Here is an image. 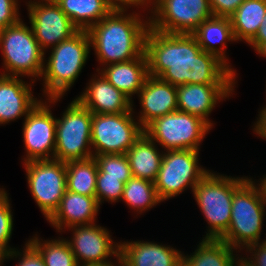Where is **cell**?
<instances>
[{
  "label": "cell",
  "instance_id": "6da1fadb",
  "mask_svg": "<svg viewBox=\"0 0 266 266\" xmlns=\"http://www.w3.org/2000/svg\"><path fill=\"white\" fill-rule=\"evenodd\" d=\"M144 53L149 75L176 87L237 82V73L217 56L202 50L193 34L163 33L149 26Z\"/></svg>",
  "mask_w": 266,
  "mask_h": 266
},
{
  "label": "cell",
  "instance_id": "7a4b0ae2",
  "mask_svg": "<svg viewBox=\"0 0 266 266\" xmlns=\"http://www.w3.org/2000/svg\"><path fill=\"white\" fill-rule=\"evenodd\" d=\"M128 11L113 9L88 30L91 48L102 67L133 60L144 52L149 16Z\"/></svg>",
  "mask_w": 266,
  "mask_h": 266
},
{
  "label": "cell",
  "instance_id": "3957f363",
  "mask_svg": "<svg viewBox=\"0 0 266 266\" xmlns=\"http://www.w3.org/2000/svg\"><path fill=\"white\" fill-rule=\"evenodd\" d=\"M257 182L246 176L234 189L229 228L220 238L239 251L266 240V236L261 239L266 219V194L262 183Z\"/></svg>",
  "mask_w": 266,
  "mask_h": 266
},
{
  "label": "cell",
  "instance_id": "277c9868",
  "mask_svg": "<svg viewBox=\"0 0 266 266\" xmlns=\"http://www.w3.org/2000/svg\"><path fill=\"white\" fill-rule=\"evenodd\" d=\"M50 50L49 57L44 58L40 77L43 80V97L63 98L79 78L90 56L91 40L88 31L78 30Z\"/></svg>",
  "mask_w": 266,
  "mask_h": 266
},
{
  "label": "cell",
  "instance_id": "5b68a950",
  "mask_svg": "<svg viewBox=\"0 0 266 266\" xmlns=\"http://www.w3.org/2000/svg\"><path fill=\"white\" fill-rule=\"evenodd\" d=\"M210 171L192 194L208 224L203 239H220L228 230L234 189L246 178Z\"/></svg>",
  "mask_w": 266,
  "mask_h": 266
},
{
  "label": "cell",
  "instance_id": "8992f818",
  "mask_svg": "<svg viewBox=\"0 0 266 266\" xmlns=\"http://www.w3.org/2000/svg\"><path fill=\"white\" fill-rule=\"evenodd\" d=\"M0 51L4 69L0 74L40 80L46 56L22 19L0 31Z\"/></svg>",
  "mask_w": 266,
  "mask_h": 266
},
{
  "label": "cell",
  "instance_id": "52a82bcc",
  "mask_svg": "<svg viewBox=\"0 0 266 266\" xmlns=\"http://www.w3.org/2000/svg\"><path fill=\"white\" fill-rule=\"evenodd\" d=\"M91 128L92 112L73 99L61 118H56L54 159L68 162L93 157Z\"/></svg>",
  "mask_w": 266,
  "mask_h": 266
},
{
  "label": "cell",
  "instance_id": "ba28073f",
  "mask_svg": "<svg viewBox=\"0 0 266 266\" xmlns=\"http://www.w3.org/2000/svg\"><path fill=\"white\" fill-rule=\"evenodd\" d=\"M211 129L201 117L177 110L154 119L144 128V133L164 151H200L202 141Z\"/></svg>",
  "mask_w": 266,
  "mask_h": 266
},
{
  "label": "cell",
  "instance_id": "9c48e42d",
  "mask_svg": "<svg viewBox=\"0 0 266 266\" xmlns=\"http://www.w3.org/2000/svg\"><path fill=\"white\" fill-rule=\"evenodd\" d=\"M199 151L167 150L164 151L158 176L154 182L158 197L163 202L177 197L194 187L210 170L200 166Z\"/></svg>",
  "mask_w": 266,
  "mask_h": 266
},
{
  "label": "cell",
  "instance_id": "30bf717a",
  "mask_svg": "<svg viewBox=\"0 0 266 266\" xmlns=\"http://www.w3.org/2000/svg\"><path fill=\"white\" fill-rule=\"evenodd\" d=\"M134 110L120 114L92 113L91 146L93 157L101 154H126L144 133Z\"/></svg>",
  "mask_w": 266,
  "mask_h": 266
},
{
  "label": "cell",
  "instance_id": "8fae6325",
  "mask_svg": "<svg viewBox=\"0 0 266 266\" xmlns=\"http://www.w3.org/2000/svg\"><path fill=\"white\" fill-rule=\"evenodd\" d=\"M149 23L163 33L193 34L213 16L209 0H150Z\"/></svg>",
  "mask_w": 266,
  "mask_h": 266
},
{
  "label": "cell",
  "instance_id": "7c38bea8",
  "mask_svg": "<svg viewBox=\"0 0 266 266\" xmlns=\"http://www.w3.org/2000/svg\"><path fill=\"white\" fill-rule=\"evenodd\" d=\"M27 184L35 203L48 220L58 209L67 191L66 162L55 159L22 163Z\"/></svg>",
  "mask_w": 266,
  "mask_h": 266
},
{
  "label": "cell",
  "instance_id": "4fadbf2b",
  "mask_svg": "<svg viewBox=\"0 0 266 266\" xmlns=\"http://www.w3.org/2000/svg\"><path fill=\"white\" fill-rule=\"evenodd\" d=\"M61 97L45 98L28 113L23 120L22 135L25 145L23 162L54 159L56 142V117L51 104Z\"/></svg>",
  "mask_w": 266,
  "mask_h": 266
},
{
  "label": "cell",
  "instance_id": "5bb4252c",
  "mask_svg": "<svg viewBox=\"0 0 266 266\" xmlns=\"http://www.w3.org/2000/svg\"><path fill=\"white\" fill-rule=\"evenodd\" d=\"M26 6L34 37L45 54L78 31L54 0H30Z\"/></svg>",
  "mask_w": 266,
  "mask_h": 266
},
{
  "label": "cell",
  "instance_id": "9a60e30c",
  "mask_svg": "<svg viewBox=\"0 0 266 266\" xmlns=\"http://www.w3.org/2000/svg\"><path fill=\"white\" fill-rule=\"evenodd\" d=\"M68 230L72 232V236L66 241L79 266L109 263L112 262L113 256L115 260L120 259V243H115L110 231L104 226L94 223L71 227Z\"/></svg>",
  "mask_w": 266,
  "mask_h": 266
},
{
  "label": "cell",
  "instance_id": "2e32d148",
  "mask_svg": "<svg viewBox=\"0 0 266 266\" xmlns=\"http://www.w3.org/2000/svg\"><path fill=\"white\" fill-rule=\"evenodd\" d=\"M236 84H184L177 86L178 111L201 117L212 128L208 118L215 106L233 95Z\"/></svg>",
  "mask_w": 266,
  "mask_h": 266
},
{
  "label": "cell",
  "instance_id": "e0dca14e",
  "mask_svg": "<svg viewBox=\"0 0 266 266\" xmlns=\"http://www.w3.org/2000/svg\"><path fill=\"white\" fill-rule=\"evenodd\" d=\"M96 72L84 91L75 98L95 114H120L134 110L133 100L115 88L99 71Z\"/></svg>",
  "mask_w": 266,
  "mask_h": 266
},
{
  "label": "cell",
  "instance_id": "ac0fdd59",
  "mask_svg": "<svg viewBox=\"0 0 266 266\" xmlns=\"http://www.w3.org/2000/svg\"><path fill=\"white\" fill-rule=\"evenodd\" d=\"M137 96L142 109L136 119L143 128L154 119L178 110L177 87L159 77L149 75Z\"/></svg>",
  "mask_w": 266,
  "mask_h": 266
},
{
  "label": "cell",
  "instance_id": "d6986e66",
  "mask_svg": "<svg viewBox=\"0 0 266 266\" xmlns=\"http://www.w3.org/2000/svg\"><path fill=\"white\" fill-rule=\"evenodd\" d=\"M18 76L0 74V125H5L21 117L26 118L28 113L41 100L35 98L32 86Z\"/></svg>",
  "mask_w": 266,
  "mask_h": 266
},
{
  "label": "cell",
  "instance_id": "ffe728a7",
  "mask_svg": "<svg viewBox=\"0 0 266 266\" xmlns=\"http://www.w3.org/2000/svg\"><path fill=\"white\" fill-rule=\"evenodd\" d=\"M122 266H177L183 252L152 241H120Z\"/></svg>",
  "mask_w": 266,
  "mask_h": 266
},
{
  "label": "cell",
  "instance_id": "44dd1931",
  "mask_svg": "<svg viewBox=\"0 0 266 266\" xmlns=\"http://www.w3.org/2000/svg\"><path fill=\"white\" fill-rule=\"evenodd\" d=\"M100 206L96 197L66 191L58 209L47 220L56 232H64L75 226L90 225L97 221Z\"/></svg>",
  "mask_w": 266,
  "mask_h": 266
},
{
  "label": "cell",
  "instance_id": "7402d4cb",
  "mask_svg": "<svg viewBox=\"0 0 266 266\" xmlns=\"http://www.w3.org/2000/svg\"><path fill=\"white\" fill-rule=\"evenodd\" d=\"M96 69L131 100L134 94L139 93L149 76L147 58L144 52L133 60Z\"/></svg>",
  "mask_w": 266,
  "mask_h": 266
},
{
  "label": "cell",
  "instance_id": "603a6c76",
  "mask_svg": "<svg viewBox=\"0 0 266 266\" xmlns=\"http://www.w3.org/2000/svg\"><path fill=\"white\" fill-rule=\"evenodd\" d=\"M193 35L202 50L217 56L236 73L225 53L228 46L227 41L236 42L230 17L212 16L203 21Z\"/></svg>",
  "mask_w": 266,
  "mask_h": 266
},
{
  "label": "cell",
  "instance_id": "cb8c5ba5",
  "mask_svg": "<svg viewBox=\"0 0 266 266\" xmlns=\"http://www.w3.org/2000/svg\"><path fill=\"white\" fill-rule=\"evenodd\" d=\"M163 153L164 151H159L157 144L143 133L126 152L132 177L155 182Z\"/></svg>",
  "mask_w": 266,
  "mask_h": 266
},
{
  "label": "cell",
  "instance_id": "d4e9b609",
  "mask_svg": "<svg viewBox=\"0 0 266 266\" xmlns=\"http://www.w3.org/2000/svg\"><path fill=\"white\" fill-rule=\"evenodd\" d=\"M239 253L220 239H202L193 253L185 255L183 252V259L190 266H236Z\"/></svg>",
  "mask_w": 266,
  "mask_h": 266
},
{
  "label": "cell",
  "instance_id": "484cf974",
  "mask_svg": "<svg viewBox=\"0 0 266 266\" xmlns=\"http://www.w3.org/2000/svg\"><path fill=\"white\" fill-rule=\"evenodd\" d=\"M78 30L88 31L113 7L106 0H54Z\"/></svg>",
  "mask_w": 266,
  "mask_h": 266
},
{
  "label": "cell",
  "instance_id": "4316f807",
  "mask_svg": "<svg viewBox=\"0 0 266 266\" xmlns=\"http://www.w3.org/2000/svg\"><path fill=\"white\" fill-rule=\"evenodd\" d=\"M266 15V0H244L230 16L235 41L249 43Z\"/></svg>",
  "mask_w": 266,
  "mask_h": 266
},
{
  "label": "cell",
  "instance_id": "83f0119b",
  "mask_svg": "<svg viewBox=\"0 0 266 266\" xmlns=\"http://www.w3.org/2000/svg\"><path fill=\"white\" fill-rule=\"evenodd\" d=\"M97 173L98 165L94 157L66 162L67 190L89 197H96Z\"/></svg>",
  "mask_w": 266,
  "mask_h": 266
},
{
  "label": "cell",
  "instance_id": "f1b7e54d",
  "mask_svg": "<svg viewBox=\"0 0 266 266\" xmlns=\"http://www.w3.org/2000/svg\"><path fill=\"white\" fill-rule=\"evenodd\" d=\"M122 201L138 214L149 211L162 202L152 181L131 177L124 185Z\"/></svg>",
  "mask_w": 266,
  "mask_h": 266
},
{
  "label": "cell",
  "instance_id": "f546056e",
  "mask_svg": "<svg viewBox=\"0 0 266 266\" xmlns=\"http://www.w3.org/2000/svg\"><path fill=\"white\" fill-rule=\"evenodd\" d=\"M28 240L38 249L46 266H79L66 238L43 241L35 234Z\"/></svg>",
  "mask_w": 266,
  "mask_h": 266
},
{
  "label": "cell",
  "instance_id": "4dcf8cb0",
  "mask_svg": "<svg viewBox=\"0 0 266 266\" xmlns=\"http://www.w3.org/2000/svg\"><path fill=\"white\" fill-rule=\"evenodd\" d=\"M130 178L106 176V173H97L96 199L99 206L104 201L111 204L121 201L124 185Z\"/></svg>",
  "mask_w": 266,
  "mask_h": 266
},
{
  "label": "cell",
  "instance_id": "1f68e13d",
  "mask_svg": "<svg viewBox=\"0 0 266 266\" xmlns=\"http://www.w3.org/2000/svg\"><path fill=\"white\" fill-rule=\"evenodd\" d=\"M8 194L5 188H0V260L15 249L9 245L14 218Z\"/></svg>",
  "mask_w": 266,
  "mask_h": 266
},
{
  "label": "cell",
  "instance_id": "d6a6232c",
  "mask_svg": "<svg viewBox=\"0 0 266 266\" xmlns=\"http://www.w3.org/2000/svg\"><path fill=\"white\" fill-rule=\"evenodd\" d=\"M98 173H106V176L132 177L131 168L126 154H101L94 156Z\"/></svg>",
  "mask_w": 266,
  "mask_h": 266
},
{
  "label": "cell",
  "instance_id": "836d02e7",
  "mask_svg": "<svg viewBox=\"0 0 266 266\" xmlns=\"http://www.w3.org/2000/svg\"><path fill=\"white\" fill-rule=\"evenodd\" d=\"M22 249L24 250L13 249L6 257L0 260V266L5 265L3 263L7 259L10 261V259L14 260L13 258H15L16 260L17 257L19 260L16 266H46L40 252L29 240L26 241Z\"/></svg>",
  "mask_w": 266,
  "mask_h": 266
},
{
  "label": "cell",
  "instance_id": "e575fe53",
  "mask_svg": "<svg viewBox=\"0 0 266 266\" xmlns=\"http://www.w3.org/2000/svg\"><path fill=\"white\" fill-rule=\"evenodd\" d=\"M19 6L18 0H0V31L21 19Z\"/></svg>",
  "mask_w": 266,
  "mask_h": 266
},
{
  "label": "cell",
  "instance_id": "d590c367",
  "mask_svg": "<svg viewBox=\"0 0 266 266\" xmlns=\"http://www.w3.org/2000/svg\"><path fill=\"white\" fill-rule=\"evenodd\" d=\"M244 250L246 251L245 254L250 253V255L247 254L245 257L243 255L242 258L250 266H266V240L251 244Z\"/></svg>",
  "mask_w": 266,
  "mask_h": 266
},
{
  "label": "cell",
  "instance_id": "8d00e7d4",
  "mask_svg": "<svg viewBox=\"0 0 266 266\" xmlns=\"http://www.w3.org/2000/svg\"><path fill=\"white\" fill-rule=\"evenodd\" d=\"M244 0H209L213 16L230 17Z\"/></svg>",
  "mask_w": 266,
  "mask_h": 266
},
{
  "label": "cell",
  "instance_id": "74e56055",
  "mask_svg": "<svg viewBox=\"0 0 266 266\" xmlns=\"http://www.w3.org/2000/svg\"><path fill=\"white\" fill-rule=\"evenodd\" d=\"M112 7L113 9H129L132 6L135 8L139 7L143 12L145 10L147 13H149V8H150V0H106ZM145 9V10H144Z\"/></svg>",
  "mask_w": 266,
  "mask_h": 266
},
{
  "label": "cell",
  "instance_id": "f35d334b",
  "mask_svg": "<svg viewBox=\"0 0 266 266\" xmlns=\"http://www.w3.org/2000/svg\"><path fill=\"white\" fill-rule=\"evenodd\" d=\"M259 111L257 121L253 124V132L266 141V107H262Z\"/></svg>",
  "mask_w": 266,
  "mask_h": 266
},
{
  "label": "cell",
  "instance_id": "ab89813d",
  "mask_svg": "<svg viewBox=\"0 0 266 266\" xmlns=\"http://www.w3.org/2000/svg\"><path fill=\"white\" fill-rule=\"evenodd\" d=\"M266 42V15L263 19V24L260 25L255 37L248 43L250 47L256 50L262 43Z\"/></svg>",
  "mask_w": 266,
  "mask_h": 266
},
{
  "label": "cell",
  "instance_id": "60d3db41",
  "mask_svg": "<svg viewBox=\"0 0 266 266\" xmlns=\"http://www.w3.org/2000/svg\"><path fill=\"white\" fill-rule=\"evenodd\" d=\"M255 52L257 55H260V57L266 58V42L262 43L256 50Z\"/></svg>",
  "mask_w": 266,
  "mask_h": 266
},
{
  "label": "cell",
  "instance_id": "b9f144b4",
  "mask_svg": "<svg viewBox=\"0 0 266 266\" xmlns=\"http://www.w3.org/2000/svg\"><path fill=\"white\" fill-rule=\"evenodd\" d=\"M121 264V260L117 259V261L104 263V264H91V265H80V266H119Z\"/></svg>",
  "mask_w": 266,
  "mask_h": 266
},
{
  "label": "cell",
  "instance_id": "7bdbcfd3",
  "mask_svg": "<svg viewBox=\"0 0 266 266\" xmlns=\"http://www.w3.org/2000/svg\"><path fill=\"white\" fill-rule=\"evenodd\" d=\"M236 266H250L243 258H242V254L240 256V258L238 259Z\"/></svg>",
  "mask_w": 266,
  "mask_h": 266
},
{
  "label": "cell",
  "instance_id": "ee69618b",
  "mask_svg": "<svg viewBox=\"0 0 266 266\" xmlns=\"http://www.w3.org/2000/svg\"><path fill=\"white\" fill-rule=\"evenodd\" d=\"M259 180H260L259 182L262 183L264 190H265V194H266V174H265V176L263 175V178L262 177L259 178Z\"/></svg>",
  "mask_w": 266,
  "mask_h": 266
},
{
  "label": "cell",
  "instance_id": "f6af8a7d",
  "mask_svg": "<svg viewBox=\"0 0 266 266\" xmlns=\"http://www.w3.org/2000/svg\"><path fill=\"white\" fill-rule=\"evenodd\" d=\"M177 266H190L184 259H182Z\"/></svg>",
  "mask_w": 266,
  "mask_h": 266
}]
</instances>
